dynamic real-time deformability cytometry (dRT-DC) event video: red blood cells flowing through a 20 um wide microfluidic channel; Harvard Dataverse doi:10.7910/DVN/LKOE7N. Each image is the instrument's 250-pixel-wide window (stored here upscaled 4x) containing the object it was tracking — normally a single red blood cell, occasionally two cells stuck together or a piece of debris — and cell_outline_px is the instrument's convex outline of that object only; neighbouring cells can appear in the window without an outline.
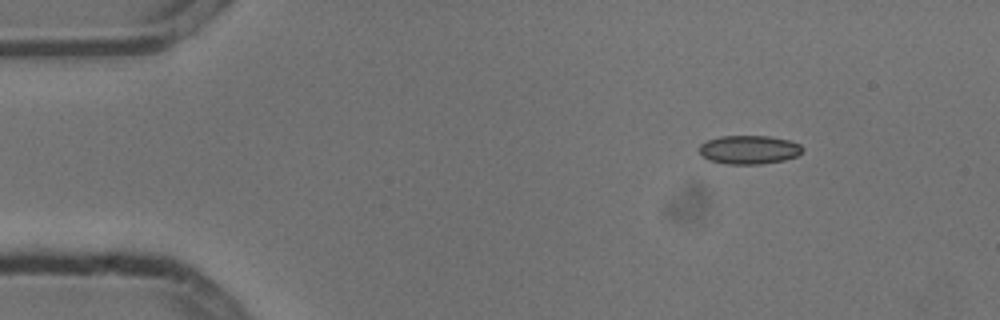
{"species": "common noctule bat (a hibernating species)", "species_latin": "Nyctalus noctula", "temperature_condition": "cold", "stored_images_in_passage": 6, "camera_frame_rate_fps": 3000, "um_per_image_px": 0.085, "animal": {"sex": "male", "body_mass_g": 13.3}, "frame": {"image": 1, "passage_image": 1, "time_ms": 0.0, "image_size_px": [1000, 320], "cell_outline_px": [[804, 148], [796, 156], [784, 160], [760, 164], [728, 164], [708, 160], [700, 156], [700, 144], [708, 140], [720, 136], [768, 136], [788, 140], [800, 144]], "centroid_in_image_um": [63.64, 12.73], "position_along_channel_um": 21.4, "area_um2": 17.22}}
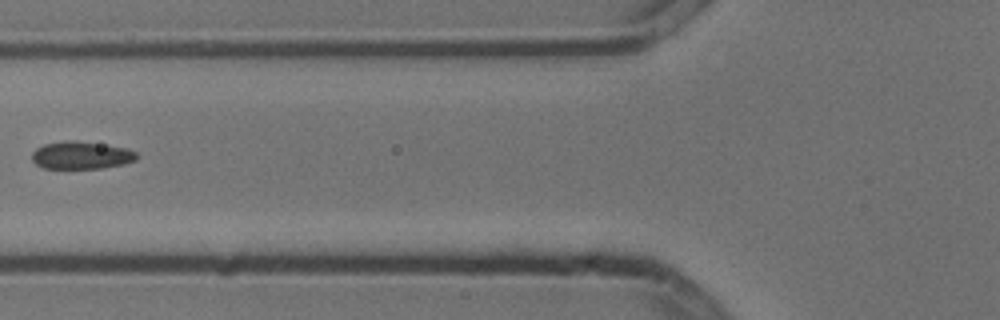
{"frame": {"image": 2, "passage_image": 5, "time_ms": 1.333, "image_size_px": [1000, 320], "cell_outline_px": [[136, 160], [124, 164], [100, 168], [44, 168], [36, 164], [32, 160], [32, 152], [36, 148], [44, 144], [68, 140], [76, 140], [124, 148], [136, 152]], "centroid_in_image_um": [6.86, 13.2], "position_along_channel_um": 118.9, "area_um2": 16.65}}
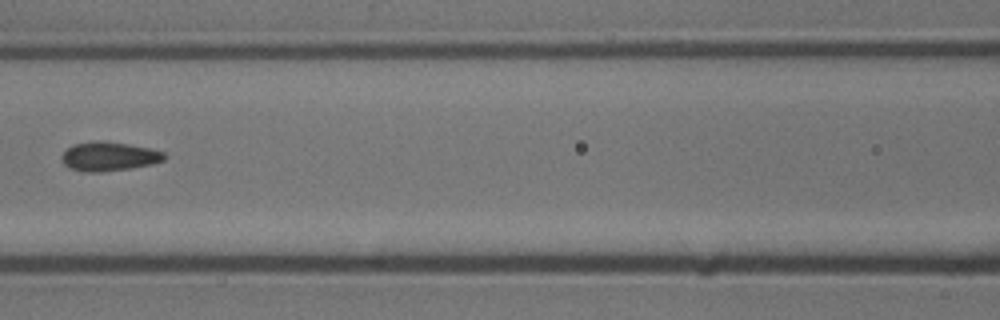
{"frame": {"image": 3, "passage_image": 6, "time_ms": 1.667, "image_size_px": [1000, 320], "cell_outline_px": [[168, 156], [164, 160], [152, 164], [132, 168], [100, 172], [84, 172], [72, 168], [64, 164], [60, 156], [72, 144], [96, 140], [100, 140], [128, 144], [148, 148], [164, 152]], "centroid_in_image_um": [9.27, 13.29], "position_along_channel_um": 157.3, "area_um2": 17.46}}